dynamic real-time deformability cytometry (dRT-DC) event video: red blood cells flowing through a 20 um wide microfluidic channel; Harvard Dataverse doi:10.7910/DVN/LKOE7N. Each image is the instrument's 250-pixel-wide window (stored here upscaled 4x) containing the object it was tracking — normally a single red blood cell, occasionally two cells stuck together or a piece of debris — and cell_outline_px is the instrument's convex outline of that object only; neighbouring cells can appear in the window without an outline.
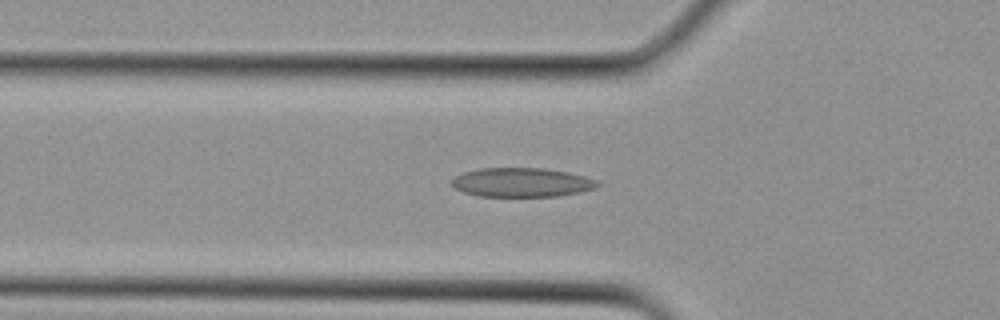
{"species": "Egyptian fruit bat (a non-hibernating species)", "species_latin": "Rousettus aegyptiacus", "temperature_condition": "cold", "stored_images_in_passage": 22, "camera_frame_rate_fps": 3000, "um_per_image_px": 0.085, "animal": {"sex": "female"}, "frame": {"image": 1, "passage_image": 10, "time_ms": 3.0, "image_size_px": [1000, 320], "cell_outline_px": [[600, 184], [596, 188], [580, 192], [556, 196], [480, 196], [464, 192], [456, 188], [452, 184], [452, 180], [456, 176], [464, 172], [480, 168], [544, 168], [568, 172], [584, 176], [596, 180]], "centroid_in_image_um": [44.37, 15.5], "position_along_channel_um": 81.4, "area_um2": 24.57}}
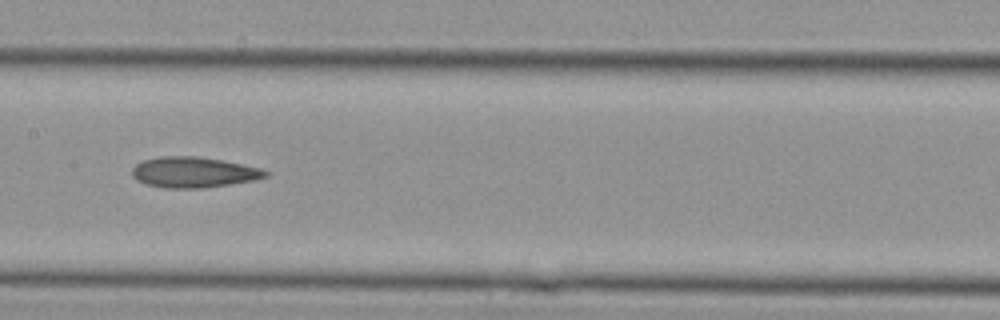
{"frame": {"image": 2, "passage_image": 15, "time_ms": 4.667, "image_size_px": [1000, 320], "cell_outline_px": [[272, 172], [268, 176], [252, 180], [228, 184], [200, 188], [164, 188], [148, 184], [136, 180], [132, 176], [132, 168], [136, 164], [144, 160], [160, 156], [196, 156], [220, 160], [260, 168]], "centroid_in_image_um": [16.43, 14.64], "position_along_channel_um": 191.0, "area_um2": 23.58}}
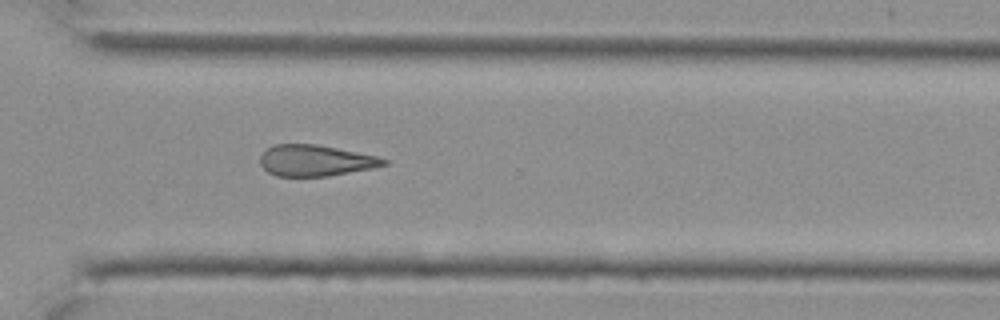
{"frame": {"image": 3, "passage_image": 22, "time_ms": 7.0, "image_size_px": [1000, 320], "cell_outline_px": [[388, 164], [372, 168], [328, 176], [276, 176], [268, 172], [260, 164], [260, 156], [268, 148], [276, 144], [316, 144], [376, 156], [388, 160]], "centroid_in_image_um": [26.8, 13.65], "position_along_channel_um": 343.8, "area_um2": 22.2}}